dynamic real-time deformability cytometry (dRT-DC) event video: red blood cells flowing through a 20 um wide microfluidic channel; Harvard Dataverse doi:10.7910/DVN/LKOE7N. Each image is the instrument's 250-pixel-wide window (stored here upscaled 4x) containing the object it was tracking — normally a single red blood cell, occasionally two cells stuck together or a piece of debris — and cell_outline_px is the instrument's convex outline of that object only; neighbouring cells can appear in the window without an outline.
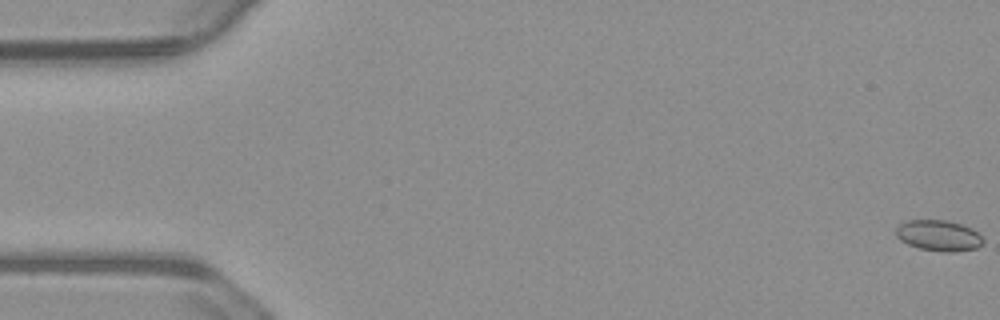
{"species": "common noctule bat (a hibernating species)", "species_latin": "Nyctalus noctula", "temperature_condition": "warm", "stored_images_in_passage": 56, "camera_frame_rate_fps": 3000, "um_per_image_px": 0.085, "animal": {"sex": "male", "body_mass_g": 23.1, "forearm_length_mm": 52.7}, "frame": {"image": 1, "passage_image": 1, "time_ms": 0.0, "image_size_px": [1000, 320], "cell_outline_px": [[984, 244], [976, 248], [952, 252], [944, 252], [920, 248], [908, 244], [900, 240], [896, 236], [896, 228], [900, 224], [908, 220], [948, 220], [972, 228], [984, 240]], "centroid_in_image_um": [79.79, 20.02], "position_along_channel_um": 5.2, "area_um2": 15.61}}
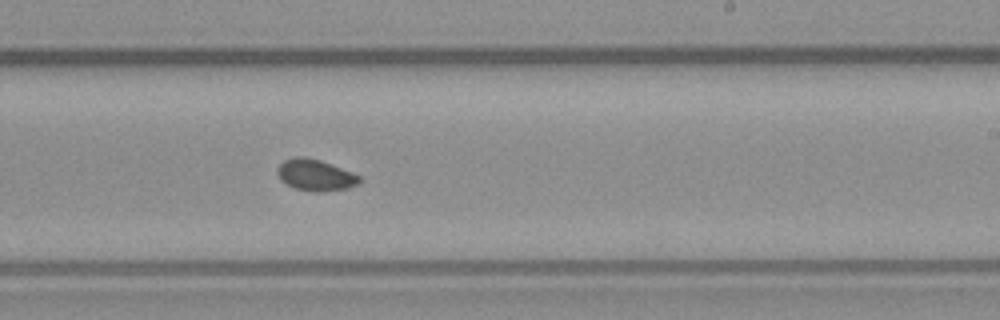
{"frame": {"image": 2, "passage_image": 34, "time_ms": 11.0, "image_size_px": [1000, 320], "cell_outline_px": [[360, 184], [348, 188], [320, 192], [316, 192], [296, 188], [280, 180], [276, 172], [276, 168], [284, 160], [292, 156], [304, 156], [320, 160], [352, 172], [360, 176]], "centroid_in_image_um": [26.79, 14.87], "position_along_channel_um": 262.2, "area_um2": 15.09}}
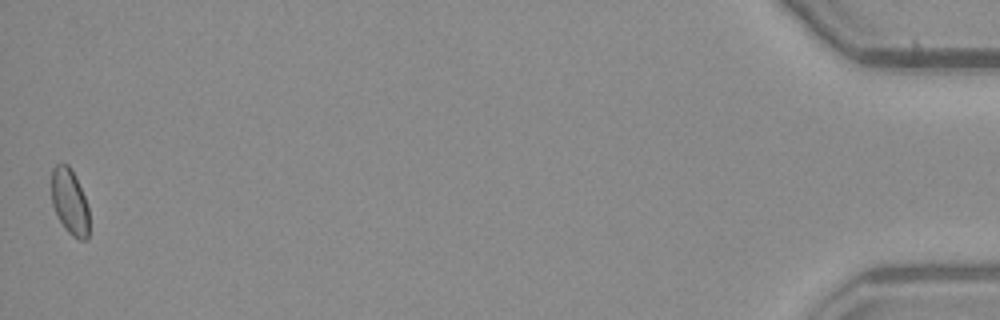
{"frame": {"image": 3, "passage_image": 56, "time_ms": 18.333, "image_size_px": [1000, 320], "cell_outline_px": [[88, 236], [84, 240], [80, 240], [72, 236], [64, 228], [52, 204], [52, 168], [56, 164], [68, 164], [84, 196], [88, 208]], "centroid_in_image_um": [5.91, 17.17], "position_along_channel_um": 429.3, "area_um2": 14.05}, "authors_computed_cell_mechanics": {"area_um2": 14.7968, "velocity_mm_per_s": 3.7099, "shape_relaxation_time_tau1_ms": 7.6798, "shape_relaxation_time_tau2_ms": 5.3159, "deformation_change_tau1": 0.0656, "deformation_change_tau2": 0.0578}}